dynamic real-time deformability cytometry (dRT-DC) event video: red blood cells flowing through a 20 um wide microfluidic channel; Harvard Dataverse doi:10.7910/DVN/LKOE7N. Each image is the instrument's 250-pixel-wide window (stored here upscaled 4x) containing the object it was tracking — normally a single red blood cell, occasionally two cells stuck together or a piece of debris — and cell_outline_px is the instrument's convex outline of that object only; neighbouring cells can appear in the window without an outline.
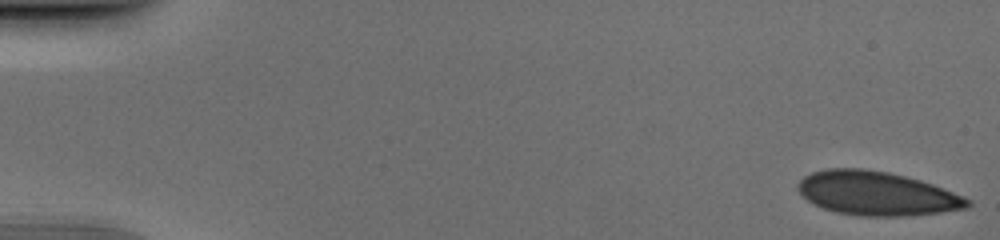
{"species": "human", "species_latin": "Homo sapiens", "temperature_condition": "cold", "stored_images_in_passage": 51, "camera_frame_rate_fps": 3000, "um_per_image_px": 0.085, "donor": {"sex": "male"}, "frame": {"image": 1, "passage_image": 1, "time_ms": 0.0, "image_size_px": [1000, 240], "cell_outline_px": [[972, 204], [968, 208], [940, 212], [904, 216], [860, 216], [836, 212], [824, 208], [808, 200], [796, 188], [796, 184], [804, 176], [812, 172], [824, 168], [864, 168], [888, 172], [920, 180], [932, 184], [964, 196], [972, 200]], "centroid_in_image_um": [74.53, 16.43], "position_along_channel_um": 10.5, "area_um2": 43.41}}
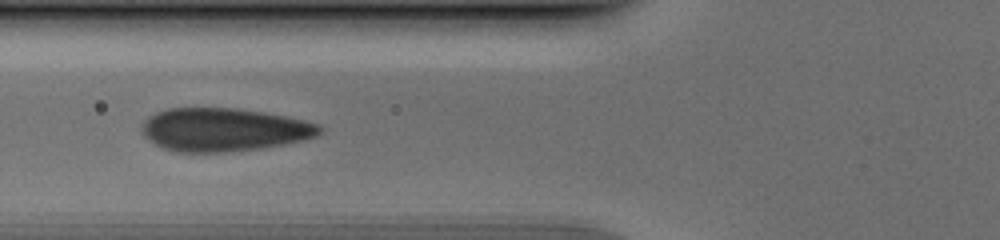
{"frame": {"image": 2, "passage_image": 20, "time_ms": 6.333, "image_size_px": [1000, 240], "cell_outline_px": [[324, 132], [316, 136], [304, 140], [284, 144], [260, 148], [224, 152], [176, 152], [160, 148], [148, 140], [144, 136], [140, 128], [140, 124], [148, 116], [156, 112], [168, 108], [236, 108], [264, 112], [304, 120], [320, 124], [324, 128]], "centroid_in_image_um": [19.0, 11.02], "position_along_channel_um": 106.8, "area_um2": 45.26}}
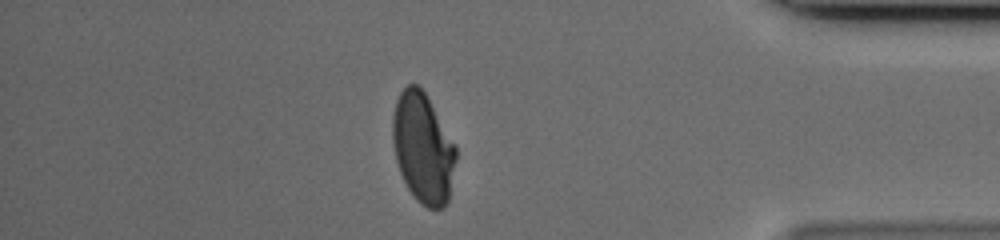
{"frame": {"image": 3, "passage_image": 44, "time_ms": 14.333, "image_size_px": [1000, 240], "cell_outline_px": [[456, 160], [448, 200], [444, 208], [428, 208], [420, 204], [416, 200], [408, 188], [400, 172], [396, 160], [392, 140], [392, 116], [396, 100], [400, 92], [408, 84], [416, 84], [424, 92], [456, 144]], "centroid_in_image_um": [35.95, 12.59], "position_along_channel_um": 399.3, "area_um2": 40.63}}